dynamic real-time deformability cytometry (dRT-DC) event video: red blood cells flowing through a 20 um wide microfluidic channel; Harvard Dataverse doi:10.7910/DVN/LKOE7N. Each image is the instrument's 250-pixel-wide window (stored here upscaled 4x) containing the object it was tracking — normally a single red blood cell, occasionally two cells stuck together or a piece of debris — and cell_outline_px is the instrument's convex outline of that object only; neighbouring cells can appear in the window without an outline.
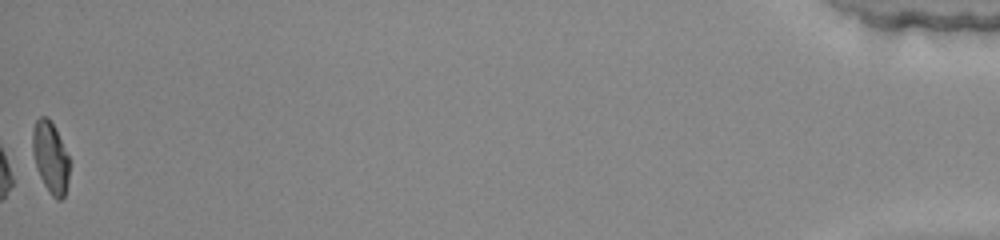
{"species": "common noctule bat (a hibernating species)", "species_latin": "Nyctalus noctula", "temperature_condition": "warm", "stored_images_in_passage": 50, "camera_frame_rate_fps": 3000, "um_per_image_px": 0.085, "animal": {"sex": "female", "body_mass_g": 22.0, "forearm_length_mm": 56.7}, "frame": {"image": 1, "passage_image": 50, "time_ms": 16.333, "image_size_px": [1000, 240], "cell_outline_px": [[68, 180], [64, 196], [60, 200], [56, 200], [48, 192], [36, 168], [32, 152], [32, 132], [36, 120], [40, 116], [48, 116], [68, 156]], "centroid_in_image_um": [4.25, 13.39], "position_along_channel_um": 430.9, "area_um2": 15.09}, "authors_computed_cell_mechanics": {"area_um2": 16.1262, "velocity_mm_per_s": 4.1628, "shape_relaxation_time_tau1_ms": 4.9395, "shape_relaxation_time_tau2_ms": 0.9819, "deformation_change_tau1": 0.218, "deformation_change_tau2": 0.0349}}